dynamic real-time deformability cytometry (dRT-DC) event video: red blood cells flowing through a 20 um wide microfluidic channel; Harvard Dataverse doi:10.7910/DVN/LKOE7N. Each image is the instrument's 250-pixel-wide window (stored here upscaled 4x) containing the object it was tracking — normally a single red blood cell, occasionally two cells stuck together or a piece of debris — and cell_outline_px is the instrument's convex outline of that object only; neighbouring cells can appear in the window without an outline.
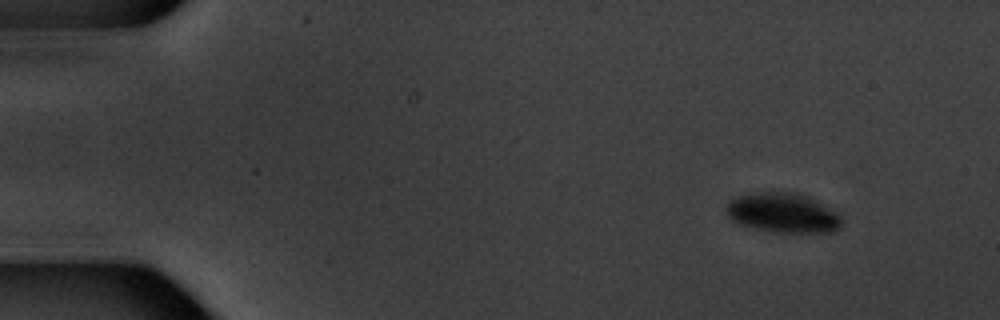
{"species": "common noctule bat (a hibernating species)", "species_latin": "Nyctalus noctula", "temperature_condition": "warm", "stored_images_in_passage": 9, "camera_frame_rate_fps": 3000, "um_per_image_px": 0.085, "animal": {"sex": "male", "body_mass_g": 20.1, "forearm_length_mm": 53.5}, "frame": {"image": 1, "passage_image": 1, "time_ms": 0.0, "image_size_px": [1000, 320], "cell_outline_px": [[840, 228], [832, 232], [776, 232], [756, 228], [740, 224], [732, 220], [728, 216], [728, 200], [736, 196], [756, 192], [796, 192], [808, 196], [836, 212], [840, 216]], "centroid_in_image_um": [66.54, 18.08], "position_along_channel_um": 18.5, "area_um2": 26.41}}
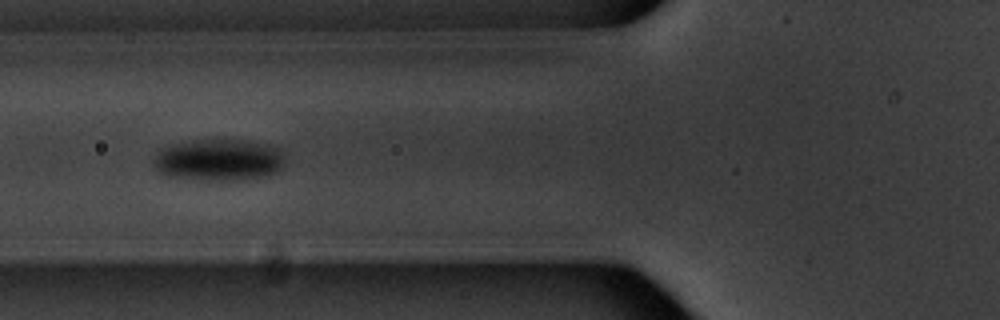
{"frame": {"image": 2, "passage_image": 6, "time_ms": 5.667, "image_size_px": [1000, 320], "cell_outline_px": [[284, 164], [280, 172], [268, 176], [248, 180], [200, 180], [164, 176], [152, 164], [152, 160], [160, 148], [172, 144], [204, 140], [248, 140], [268, 144], [276, 148], [280, 152], [284, 160]], "centroid_in_image_um": [18.6, 13.62], "position_along_channel_um": 107.2, "area_um2": 32.43}}